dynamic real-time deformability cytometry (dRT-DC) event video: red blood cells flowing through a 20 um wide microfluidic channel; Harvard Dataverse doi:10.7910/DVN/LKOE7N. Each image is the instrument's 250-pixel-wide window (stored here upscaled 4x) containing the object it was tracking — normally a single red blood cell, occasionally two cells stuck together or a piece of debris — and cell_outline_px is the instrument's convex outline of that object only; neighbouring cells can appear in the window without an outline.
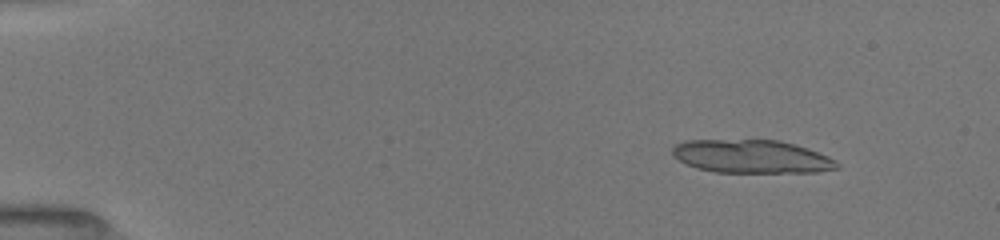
{"species": "common noctule bat (a hibernating species)", "species_latin": "Nyctalus noctula", "temperature_condition": "room temperature", "stored_images_in_passage": 14, "camera_frame_rate_fps": 3000, "um_per_image_px": 0.085, "animal": {"sex": "female", "body_mass_g": 19.5, "forearm_length_mm": 54.1}, "frame": {"image": 1, "passage_image": 5, "time_ms": 1.667, "image_size_px": [1000, 240], "cell_outline_px": [[840, 168], [816, 172], [716, 172], [696, 168], [672, 156], [672, 148], [676, 144], [684, 140], [780, 140], [808, 148], [828, 156], [836, 160], [840, 164]], "centroid_in_image_um": [63.9, 13.3], "position_along_channel_um": 21.1, "area_um2": 31.96}}